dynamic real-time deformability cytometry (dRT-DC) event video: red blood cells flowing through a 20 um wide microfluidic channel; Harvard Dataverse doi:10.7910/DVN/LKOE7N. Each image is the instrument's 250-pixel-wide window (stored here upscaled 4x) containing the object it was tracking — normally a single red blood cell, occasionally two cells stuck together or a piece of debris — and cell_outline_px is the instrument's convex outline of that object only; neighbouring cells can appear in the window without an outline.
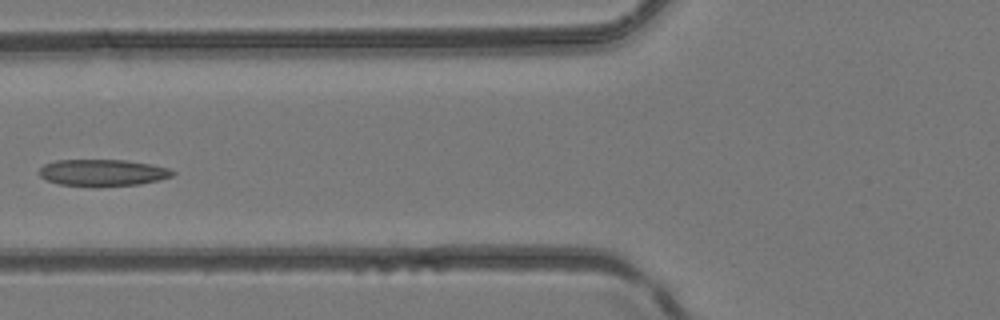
{"species": "common noctule bat (a hibernating species)", "species_latin": "Nyctalus noctula", "temperature_condition": "room temperature", "stored_images_in_passage": 5, "camera_frame_rate_fps": 3000, "um_per_image_px": 0.085, "animal": {"sex": "female", "body_mass_g": 24.6, "forearm_length_mm": 56.2}, "frame": {"image": 1, "passage_image": 5, "time_ms": 1.333, "image_size_px": [1000, 320], "cell_outline_px": [[176, 172], [172, 176], [160, 180], [140, 184], [96, 188], [92, 188], [60, 184], [44, 180], [36, 172], [44, 164], [56, 160], [128, 160], [168, 168]], "centroid_in_image_um": [8.67, 14.7], "position_along_channel_um": 117.1, "area_um2": 21.33}}